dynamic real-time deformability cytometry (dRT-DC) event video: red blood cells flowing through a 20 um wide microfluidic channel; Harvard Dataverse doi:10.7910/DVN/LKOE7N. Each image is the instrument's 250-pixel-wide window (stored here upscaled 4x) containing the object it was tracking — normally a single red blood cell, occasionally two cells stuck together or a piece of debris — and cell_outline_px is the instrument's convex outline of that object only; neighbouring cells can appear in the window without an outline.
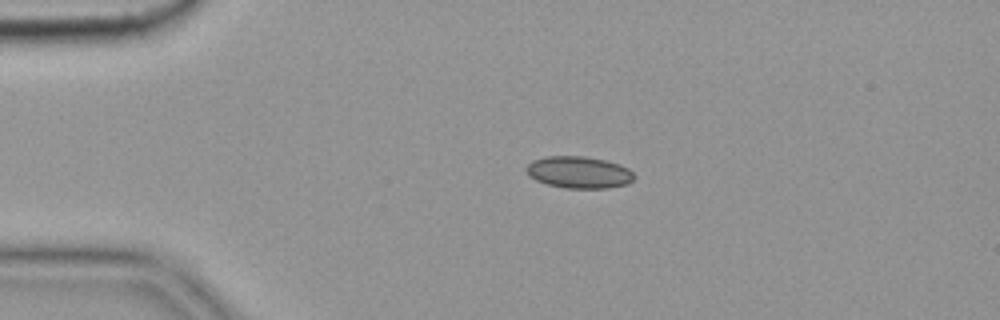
{"species": "common noctule bat (a hibernating species)", "species_latin": "Nyctalus noctula", "temperature_condition": "cold", "stored_images_in_passage": 5, "camera_frame_rate_fps": 3000, "um_per_image_px": 0.085, "animal": {"sex": "female", "body_mass_g": 19.9}, "frame": {"image": 1, "passage_image": 4, "time_ms": 1.0, "image_size_px": [1000, 320], "cell_outline_px": [[632, 180], [628, 184], [608, 188], [564, 188], [548, 184], [536, 180], [528, 176], [524, 168], [532, 160], [548, 156], [584, 156], [604, 160], [620, 164], [628, 168], [632, 172]], "centroid_in_image_um": [49.17, 14.64], "position_along_channel_um": 35.8, "area_um2": 20.06}}